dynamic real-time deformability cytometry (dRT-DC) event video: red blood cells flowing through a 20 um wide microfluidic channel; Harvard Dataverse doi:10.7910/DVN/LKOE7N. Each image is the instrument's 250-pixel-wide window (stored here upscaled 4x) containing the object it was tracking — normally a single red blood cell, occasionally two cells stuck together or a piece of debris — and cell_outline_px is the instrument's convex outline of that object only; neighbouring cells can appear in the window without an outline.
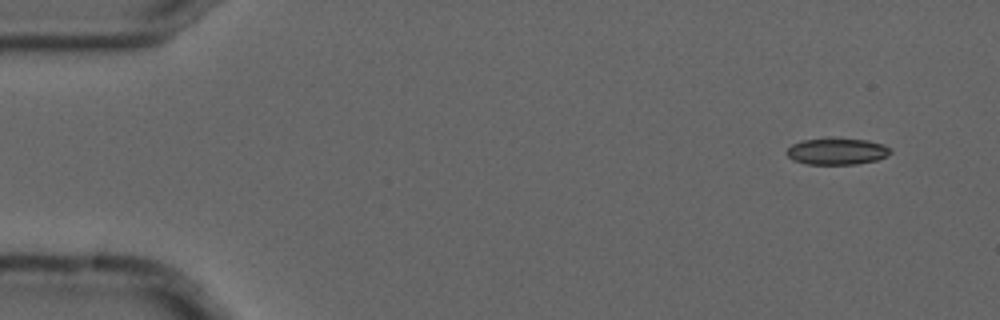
{"species": "common noctule bat (a hibernating species)", "species_latin": "Nyctalus noctula", "temperature_condition": "cold", "stored_images_in_passage": 5, "camera_frame_rate_fps": 3000, "um_per_image_px": 0.085, "animal": {"sex": "male", "forearm_length_mm": 52.5}, "frame": {"image": 1, "passage_image": 1, "time_ms": 0.0, "image_size_px": [1000, 320], "cell_outline_px": [[892, 152], [888, 156], [876, 160], [856, 164], [808, 164], [792, 160], [784, 152], [792, 144], [804, 140], [868, 140], [884, 144], [892, 148]], "centroid_in_image_um": [71.17, 12.89], "position_along_channel_um": 13.8, "area_um2": 15.72}}
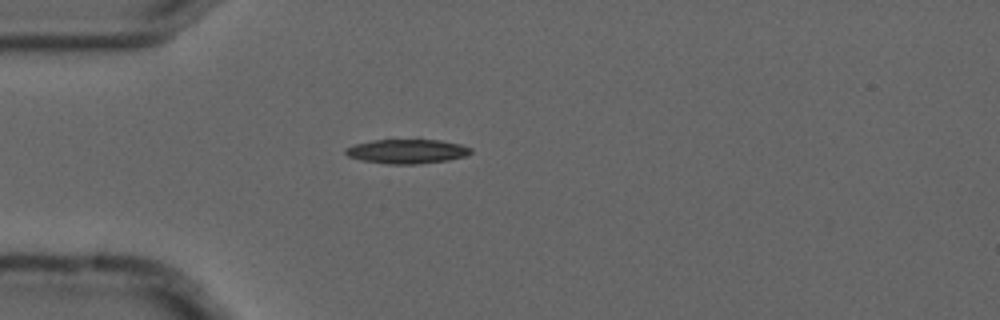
{"frame": {"image": 2, "passage_image": 4, "time_ms": 1.0, "image_size_px": [1000, 320], "cell_outline_px": [[472, 152], [468, 156], [448, 160], [416, 164], [388, 164], [360, 160], [348, 156], [344, 152], [344, 148], [356, 144], [372, 140], [440, 140], [460, 144], [472, 148]], "centroid_in_image_um": [34.6, 12.87], "position_along_channel_um": 50.4, "area_um2": 17.8}}